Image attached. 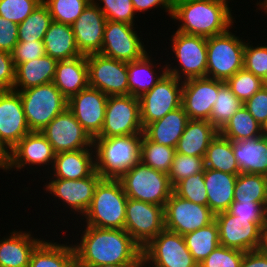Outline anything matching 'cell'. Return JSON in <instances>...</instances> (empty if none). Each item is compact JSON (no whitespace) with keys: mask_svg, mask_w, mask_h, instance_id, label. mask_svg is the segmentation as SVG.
I'll use <instances>...</instances> for the list:
<instances>
[{"mask_svg":"<svg viewBox=\"0 0 267 267\" xmlns=\"http://www.w3.org/2000/svg\"><path fill=\"white\" fill-rule=\"evenodd\" d=\"M240 173L267 176V134L232 142Z\"/></svg>","mask_w":267,"mask_h":267,"instance_id":"d4e9b609","label":"cell"},{"mask_svg":"<svg viewBox=\"0 0 267 267\" xmlns=\"http://www.w3.org/2000/svg\"><path fill=\"white\" fill-rule=\"evenodd\" d=\"M171 36L172 52L179 63L174 67L166 64L167 73L180 81L206 77L207 37L189 35L177 30Z\"/></svg>","mask_w":267,"mask_h":267,"instance_id":"ba28073f","label":"cell"},{"mask_svg":"<svg viewBox=\"0 0 267 267\" xmlns=\"http://www.w3.org/2000/svg\"><path fill=\"white\" fill-rule=\"evenodd\" d=\"M28 267H76L73 245L42 239L32 251Z\"/></svg>","mask_w":267,"mask_h":267,"instance_id":"836d02e7","label":"cell"},{"mask_svg":"<svg viewBox=\"0 0 267 267\" xmlns=\"http://www.w3.org/2000/svg\"><path fill=\"white\" fill-rule=\"evenodd\" d=\"M41 133L56 154L79 149H94L93 139L68 108L57 115Z\"/></svg>","mask_w":267,"mask_h":267,"instance_id":"2e32d148","label":"cell"},{"mask_svg":"<svg viewBox=\"0 0 267 267\" xmlns=\"http://www.w3.org/2000/svg\"><path fill=\"white\" fill-rule=\"evenodd\" d=\"M239 267H267V253L260 249L244 252Z\"/></svg>","mask_w":267,"mask_h":267,"instance_id":"6f0895ef","label":"cell"},{"mask_svg":"<svg viewBox=\"0 0 267 267\" xmlns=\"http://www.w3.org/2000/svg\"><path fill=\"white\" fill-rule=\"evenodd\" d=\"M244 107L263 128L267 129V87L264 85L250 99L246 100Z\"/></svg>","mask_w":267,"mask_h":267,"instance_id":"816d5d0a","label":"cell"},{"mask_svg":"<svg viewBox=\"0 0 267 267\" xmlns=\"http://www.w3.org/2000/svg\"><path fill=\"white\" fill-rule=\"evenodd\" d=\"M45 54L57 61L70 60L81 56L72 25L52 21L44 36Z\"/></svg>","mask_w":267,"mask_h":267,"instance_id":"1f68e13d","label":"cell"},{"mask_svg":"<svg viewBox=\"0 0 267 267\" xmlns=\"http://www.w3.org/2000/svg\"><path fill=\"white\" fill-rule=\"evenodd\" d=\"M108 97L99 89L88 86L68 99L67 108L92 139L102 130Z\"/></svg>","mask_w":267,"mask_h":267,"instance_id":"ac0fdd59","label":"cell"},{"mask_svg":"<svg viewBox=\"0 0 267 267\" xmlns=\"http://www.w3.org/2000/svg\"><path fill=\"white\" fill-rule=\"evenodd\" d=\"M55 151L45 138L38 131H31L21 139L10 151L9 171L13 168L24 169L34 165H53ZM31 165V166H30Z\"/></svg>","mask_w":267,"mask_h":267,"instance_id":"603a6c76","label":"cell"},{"mask_svg":"<svg viewBox=\"0 0 267 267\" xmlns=\"http://www.w3.org/2000/svg\"><path fill=\"white\" fill-rule=\"evenodd\" d=\"M51 22L49 10L42 2L18 25V41H43Z\"/></svg>","mask_w":267,"mask_h":267,"instance_id":"60d3db41","label":"cell"},{"mask_svg":"<svg viewBox=\"0 0 267 267\" xmlns=\"http://www.w3.org/2000/svg\"><path fill=\"white\" fill-rule=\"evenodd\" d=\"M183 237L189 252L198 264L220 245L219 229L215 220Z\"/></svg>","mask_w":267,"mask_h":267,"instance_id":"d590c367","label":"cell"},{"mask_svg":"<svg viewBox=\"0 0 267 267\" xmlns=\"http://www.w3.org/2000/svg\"><path fill=\"white\" fill-rule=\"evenodd\" d=\"M29 132L19 92L0 91V141L11 151Z\"/></svg>","mask_w":267,"mask_h":267,"instance_id":"ffe728a7","label":"cell"},{"mask_svg":"<svg viewBox=\"0 0 267 267\" xmlns=\"http://www.w3.org/2000/svg\"><path fill=\"white\" fill-rule=\"evenodd\" d=\"M128 198L165 207L173 193L168 174L139 161L120 178Z\"/></svg>","mask_w":267,"mask_h":267,"instance_id":"5b68a950","label":"cell"},{"mask_svg":"<svg viewBox=\"0 0 267 267\" xmlns=\"http://www.w3.org/2000/svg\"><path fill=\"white\" fill-rule=\"evenodd\" d=\"M0 240V267H28L32 251L42 241L30 232L12 231Z\"/></svg>","mask_w":267,"mask_h":267,"instance_id":"83f0119b","label":"cell"},{"mask_svg":"<svg viewBox=\"0 0 267 267\" xmlns=\"http://www.w3.org/2000/svg\"><path fill=\"white\" fill-rule=\"evenodd\" d=\"M233 202L267 203V176L239 173Z\"/></svg>","mask_w":267,"mask_h":267,"instance_id":"74e56055","label":"cell"},{"mask_svg":"<svg viewBox=\"0 0 267 267\" xmlns=\"http://www.w3.org/2000/svg\"><path fill=\"white\" fill-rule=\"evenodd\" d=\"M53 83L67 99L86 89L89 86L87 56L58 61Z\"/></svg>","mask_w":267,"mask_h":267,"instance_id":"484cf974","label":"cell"},{"mask_svg":"<svg viewBox=\"0 0 267 267\" xmlns=\"http://www.w3.org/2000/svg\"><path fill=\"white\" fill-rule=\"evenodd\" d=\"M173 193L190 202L208 206V194L205 187L204 170L176 183L173 186Z\"/></svg>","mask_w":267,"mask_h":267,"instance_id":"7bdbcfd3","label":"cell"},{"mask_svg":"<svg viewBox=\"0 0 267 267\" xmlns=\"http://www.w3.org/2000/svg\"><path fill=\"white\" fill-rule=\"evenodd\" d=\"M235 36L230 30L207 37L206 77L226 82L236 72L243 69L245 40Z\"/></svg>","mask_w":267,"mask_h":267,"instance_id":"52a82bcc","label":"cell"},{"mask_svg":"<svg viewBox=\"0 0 267 267\" xmlns=\"http://www.w3.org/2000/svg\"><path fill=\"white\" fill-rule=\"evenodd\" d=\"M139 98L132 95L109 96L102 130L96 138L143 134Z\"/></svg>","mask_w":267,"mask_h":267,"instance_id":"30bf717a","label":"cell"},{"mask_svg":"<svg viewBox=\"0 0 267 267\" xmlns=\"http://www.w3.org/2000/svg\"><path fill=\"white\" fill-rule=\"evenodd\" d=\"M205 168L238 175L240 169L234 157L232 141L218 134L209 144L204 156Z\"/></svg>","mask_w":267,"mask_h":267,"instance_id":"e575fe53","label":"cell"},{"mask_svg":"<svg viewBox=\"0 0 267 267\" xmlns=\"http://www.w3.org/2000/svg\"><path fill=\"white\" fill-rule=\"evenodd\" d=\"M101 179L102 177L95 171L91 176L79 180L51 179L48 184H45V189L54 198L58 197L59 201L62 200V204L70 207L71 211L83 217Z\"/></svg>","mask_w":267,"mask_h":267,"instance_id":"44dd1931","label":"cell"},{"mask_svg":"<svg viewBox=\"0 0 267 267\" xmlns=\"http://www.w3.org/2000/svg\"><path fill=\"white\" fill-rule=\"evenodd\" d=\"M204 168L203 157L187 156L176 152L168 173L170 183L174 186L179 181L202 172Z\"/></svg>","mask_w":267,"mask_h":267,"instance_id":"f6af8a7d","label":"cell"},{"mask_svg":"<svg viewBox=\"0 0 267 267\" xmlns=\"http://www.w3.org/2000/svg\"><path fill=\"white\" fill-rule=\"evenodd\" d=\"M149 53H145L140 59L127 62L129 95L140 97L150 91L160 79L167 73L166 65L161 73H156L154 61L150 59Z\"/></svg>","mask_w":267,"mask_h":267,"instance_id":"d6a6232c","label":"cell"},{"mask_svg":"<svg viewBox=\"0 0 267 267\" xmlns=\"http://www.w3.org/2000/svg\"><path fill=\"white\" fill-rule=\"evenodd\" d=\"M124 229L141 247L165 229L164 207L128 198Z\"/></svg>","mask_w":267,"mask_h":267,"instance_id":"4fadbf2b","label":"cell"},{"mask_svg":"<svg viewBox=\"0 0 267 267\" xmlns=\"http://www.w3.org/2000/svg\"><path fill=\"white\" fill-rule=\"evenodd\" d=\"M244 252L219 245L198 267H239Z\"/></svg>","mask_w":267,"mask_h":267,"instance_id":"681fc988","label":"cell"},{"mask_svg":"<svg viewBox=\"0 0 267 267\" xmlns=\"http://www.w3.org/2000/svg\"><path fill=\"white\" fill-rule=\"evenodd\" d=\"M259 249L267 253V221L262 226L261 245Z\"/></svg>","mask_w":267,"mask_h":267,"instance_id":"91938a15","label":"cell"},{"mask_svg":"<svg viewBox=\"0 0 267 267\" xmlns=\"http://www.w3.org/2000/svg\"><path fill=\"white\" fill-rule=\"evenodd\" d=\"M237 175L204 168L208 207L216 215L228 211L234 201V187Z\"/></svg>","mask_w":267,"mask_h":267,"instance_id":"4316f807","label":"cell"},{"mask_svg":"<svg viewBox=\"0 0 267 267\" xmlns=\"http://www.w3.org/2000/svg\"><path fill=\"white\" fill-rule=\"evenodd\" d=\"M142 134L94 138L95 170L102 178L119 179L140 161Z\"/></svg>","mask_w":267,"mask_h":267,"instance_id":"3957f363","label":"cell"},{"mask_svg":"<svg viewBox=\"0 0 267 267\" xmlns=\"http://www.w3.org/2000/svg\"><path fill=\"white\" fill-rule=\"evenodd\" d=\"M85 228L80 243L73 245L76 267L138 266L142 262V248L125 229Z\"/></svg>","mask_w":267,"mask_h":267,"instance_id":"6da1fadb","label":"cell"},{"mask_svg":"<svg viewBox=\"0 0 267 267\" xmlns=\"http://www.w3.org/2000/svg\"><path fill=\"white\" fill-rule=\"evenodd\" d=\"M189 120L181 106L167 113L162 119L148 124L144 128L143 134L157 144L176 148Z\"/></svg>","mask_w":267,"mask_h":267,"instance_id":"f1b7e54d","label":"cell"},{"mask_svg":"<svg viewBox=\"0 0 267 267\" xmlns=\"http://www.w3.org/2000/svg\"><path fill=\"white\" fill-rule=\"evenodd\" d=\"M219 131L207 120H189L176 146V152L203 157Z\"/></svg>","mask_w":267,"mask_h":267,"instance_id":"4dcf8cb0","label":"cell"},{"mask_svg":"<svg viewBox=\"0 0 267 267\" xmlns=\"http://www.w3.org/2000/svg\"><path fill=\"white\" fill-rule=\"evenodd\" d=\"M226 84L233 94L244 103L265 85V81L243 68L230 77Z\"/></svg>","mask_w":267,"mask_h":267,"instance_id":"ee69618b","label":"cell"},{"mask_svg":"<svg viewBox=\"0 0 267 267\" xmlns=\"http://www.w3.org/2000/svg\"><path fill=\"white\" fill-rule=\"evenodd\" d=\"M18 92L30 131L41 132L68 106V99L53 82Z\"/></svg>","mask_w":267,"mask_h":267,"instance_id":"8992f818","label":"cell"},{"mask_svg":"<svg viewBox=\"0 0 267 267\" xmlns=\"http://www.w3.org/2000/svg\"><path fill=\"white\" fill-rule=\"evenodd\" d=\"M45 55V48L43 41H18L15 45L11 56L14 62L15 67L19 63H24L31 61L37 58H40Z\"/></svg>","mask_w":267,"mask_h":267,"instance_id":"f907efd6","label":"cell"},{"mask_svg":"<svg viewBox=\"0 0 267 267\" xmlns=\"http://www.w3.org/2000/svg\"><path fill=\"white\" fill-rule=\"evenodd\" d=\"M264 133L265 129L258 124L244 106L240 108L219 131L221 136L232 142L256 138L262 136Z\"/></svg>","mask_w":267,"mask_h":267,"instance_id":"8d00e7d4","label":"cell"},{"mask_svg":"<svg viewBox=\"0 0 267 267\" xmlns=\"http://www.w3.org/2000/svg\"><path fill=\"white\" fill-rule=\"evenodd\" d=\"M15 65L11 53L0 50V91L13 90Z\"/></svg>","mask_w":267,"mask_h":267,"instance_id":"db71d44e","label":"cell"},{"mask_svg":"<svg viewBox=\"0 0 267 267\" xmlns=\"http://www.w3.org/2000/svg\"><path fill=\"white\" fill-rule=\"evenodd\" d=\"M138 267H147V265L144 264L143 262H141V263L138 265Z\"/></svg>","mask_w":267,"mask_h":267,"instance_id":"be15d7a7","label":"cell"},{"mask_svg":"<svg viewBox=\"0 0 267 267\" xmlns=\"http://www.w3.org/2000/svg\"><path fill=\"white\" fill-rule=\"evenodd\" d=\"M103 12L107 20L134 24L136 15L131 0H92ZM97 1H100L98 3ZM100 4V5H99ZM103 4V5H102Z\"/></svg>","mask_w":267,"mask_h":267,"instance_id":"bcb514c9","label":"cell"},{"mask_svg":"<svg viewBox=\"0 0 267 267\" xmlns=\"http://www.w3.org/2000/svg\"><path fill=\"white\" fill-rule=\"evenodd\" d=\"M257 4V6H259V10H260V8L262 9V11H263V9L265 10L264 11V13H267V0H263V1H261V0H259V3H256Z\"/></svg>","mask_w":267,"mask_h":267,"instance_id":"94428289","label":"cell"},{"mask_svg":"<svg viewBox=\"0 0 267 267\" xmlns=\"http://www.w3.org/2000/svg\"><path fill=\"white\" fill-rule=\"evenodd\" d=\"M18 43V24L0 16V50L11 53Z\"/></svg>","mask_w":267,"mask_h":267,"instance_id":"11a10c76","label":"cell"},{"mask_svg":"<svg viewBox=\"0 0 267 267\" xmlns=\"http://www.w3.org/2000/svg\"><path fill=\"white\" fill-rule=\"evenodd\" d=\"M250 42L245 44L243 68L260 77L263 81L267 80V45L252 46Z\"/></svg>","mask_w":267,"mask_h":267,"instance_id":"c3c4849f","label":"cell"},{"mask_svg":"<svg viewBox=\"0 0 267 267\" xmlns=\"http://www.w3.org/2000/svg\"><path fill=\"white\" fill-rule=\"evenodd\" d=\"M228 0H173L172 16L177 31L211 37L227 32L233 26ZM180 26V27H179Z\"/></svg>","mask_w":267,"mask_h":267,"instance_id":"7a4b0ae2","label":"cell"},{"mask_svg":"<svg viewBox=\"0 0 267 267\" xmlns=\"http://www.w3.org/2000/svg\"><path fill=\"white\" fill-rule=\"evenodd\" d=\"M92 0H42L52 21L72 25Z\"/></svg>","mask_w":267,"mask_h":267,"instance_id":"b9f144b4","label":"cell"},{"mask_svg":"<svg viewBox=\"0 0 267 267\" xmlns=\"http://www.w3.org/2000/svg\"><path fill=\"white\" fill-rule=\"evenodd\" d=\"M176 149L150 141L142 134L140 161L149 167L168 174L171 169Z\"/></svg>","mask_w":267,"mask_h":267,"instance_id":"ab89813d","label":"cell"},{"mask_svg":"<svg viewBox=\"0 0 267 267\" xmlns=\"http://www.w3.org/2000/svg\"><path fill=\"white\" fill-rule=\"evenodd\" d=\"M165 229L184 236L215 220L208 206L190 202L174 193L164 207Z\"/></svg>","mask_w":267,"mask_h":267,"instance_id":"9a60e30c","label":"cell"},{"mask_svg":"<svg viewBox=\"0 0 267 267\" xmlns=\"http://www.w3.org/2000/svg\"><path fill=\"white\" fill-rule=\"evenodd\" d=\"M142 262L148 267H198L184 237L167 229L142 248Z\"/></svg>","mask_w":267,"mask_h":267,"instance_id":"9c48e42d","label":"cell"},{"mask_svg":"<svg viewBox=\"0 0 267 267\" xmlns=\"http://www.w3.org/2000/svg\"><path fill=\"white\" fill-rule=\"evenodd\" d=\"M219 93V80L202 77L183 81L181 106L190 120L209 121Z\"/></svg>","mask_w":267,"mask_h":267,"instance_id":"d6986e66","label":"cell"},{"mask_svg":"<svg viewBox=\"0 0 267 267\" xmlns=\"http://www.w3.org/2000/svg\"><path fill=\"white\" fill-rule=\"evenodd\" d=\"M41 3L42 0H0V16L19 25Z\"/></svg>","mask_w":267,"mask_h":267,"instance_id":"7dc6e473","label":"cell"},{"mask_svg":"<svg viewBox=\"0 0 267 267\" xmlns=\"http://www.w3.org/2000/svg\"><path fill=\"white\" fill-rule=\"evenodd\" d=\"M94 149H79L55 155L51 179L79 180L91 176L95 170Z\"/></svg>","mask_w":267,"mask_h":267,"instance_id":"cb8c5ba5","label":"cell"},{"mask_svg":"<svg viewBox=\"0 0 267 267\" xmlns=\"http://www.w3.org/2000/svg\"><path fill=\"white\" fill-rule=\"evenodd\" d=\"M215 221L221 246L242 252L260 248L262 226L267 219H243L226 211L216 214Z\"/></svg>","mask_w":267,"mask_h":267,"instance_id":"7c38bea8","label":"cell"},{"mask_svg":"<svg viewBox=\"0 0 267 267\" xmlns=\"http://www.w3.org/2000/svg\"><path fill=\"white\" fill-rule=\"evenodd\" d=\"M10 151L0 141V169L9 171Z\"/></svg>","mask_w":267,"mask_h":267,"instance_id":"680465c9","label":"cell"},{"mask_svg":"<svg viewBox=\"0 0 267 267\" xmlns=\"http://www.w3.org/2000/svg\"><path fill=\"white\" fill-rule=\"evenodd\" d=\"M133 3L134 10L137 12H146L150 9L162 7L166 12H168L169 17L172 16V5L173 0H131ZM149 9V10H148Z\"/></svg>","mask_w":267,"mask_h":267,"instance_id":"9f6ffc18","label":"cell"},{"mask_svg":"<svg viewBox=\"0 0 267 267\" xmlns=\"http://www.w3.org/2000/svg\"><path fill=\"white\" fill-rule=\"evenodd\" d=\"M107 19L94 1H91L72 24L75 41L82 55L100 53Z\"/></svg>","mask_w":267,"mask_h":267,"instance_id":"7402d4cb","label":"cell"},{"mask_svg":"<svg viewBox=\"0 0 267 267\" xmlns=\"http://www.w3.org/2000/svg\"><path fill=\"white\" fill-rule=\"evenodd\" d=\"M182 87L183 81L166 73L150 91L139 97L143 128L181 107Z\"/></svg>","mask_w":267,"mask_h":267,"instance_id":"8fae6325","label":"cell"},{"mask_svg":"<svg viewBox=\"0 0 267 267\" xmlns=\"http://www.w3.org/2000/svg\"><path fill=\"white\" fill-rule=\"evenodd\" d=\"M96 267H138V266H117V265L107 264V265H99V266H96Z\"/></svg>","mask_w":267,"mask_h":267,"instance_id":"6125c7cd","label":"cell"},{"mask_svg":"<svg viewBox=\"0 0 267 267\" xmlns=\"http://www.w3.org/2000/svg\"><path fill=\"white\" fill-rule=\"evenodd\" d=\"M57 62V60L45 54L40 58L19 63L15 67L13 90L21 91L53 82Z\"/></svg>","mask_w":267,"mask_h":267,"instance_id":"f546056e","label":"cell"},{"mask_svg":"<svg viewBox=\"0 0 267 267\" xmlns=\"http://www.w3.org/2000/svg\"><path fill=\"white\" fill-rule=\"evenodd\" d=\"M136 32L134 25L107 20L100 54L124 62L140 59L148 51Z\"/></svg>","mask_w":267,"mask_h":267,"instance_id":"e0dca14e","label":"cell"},{"mask_svg":"<svg viewBox=\"0 0 267 267\" xmlns=\"http://www.w3.org/2000/svg\"><path fill=\"white\" fill-rule=\"evenodd\" d=\"M243 106V102L233 94L226 82L219 81V93L212 107L209 122L220 131Z\"/></svg>","mask_w":267,"mask_h":267,"instance_id":"f35d334b","label":"cell"},{"mask_svg":"<svg viewBox=\"0 0 267 267\" xmlns=\"http://www.w3.org/2000/svg\"><path fill=\"white\" fill-rule=\"evenodd\" d=\"M228 212L243 219H267V203L233 202Z\"/></svg>","mask_w":267,"mask_h":267,"instance_id":"f5cc1de1","label":"cell"},{"mask_svg":"<svg viewBox=\"0 0 267 267\" xmlns=\"http://www.w3.org/2000/svg\"><path fill=\"white\" fill-rule=\"evenodd\" d=\"M128 197L119 179L102 178L91 204L83 215L87 226L124 229Z\"/></svg>","mask_w":267,"mask_h":267,"instance_id":"277c9868","label":"cell"},{"mask_svg":"<svg viewBox=\"0 0 267 267\" xmlns=\"http://www.w3.org/2000/svg\"><path fill=\"white\" fill-rule=\"evenodd\" d=\"M89 87L108 96L129 95L127 62L100 53L87 55Z\"/></svg>","mask_w":267,"mask_h":267,"instance_id":"5bb4252c","label":"cell"}]
</instances>
